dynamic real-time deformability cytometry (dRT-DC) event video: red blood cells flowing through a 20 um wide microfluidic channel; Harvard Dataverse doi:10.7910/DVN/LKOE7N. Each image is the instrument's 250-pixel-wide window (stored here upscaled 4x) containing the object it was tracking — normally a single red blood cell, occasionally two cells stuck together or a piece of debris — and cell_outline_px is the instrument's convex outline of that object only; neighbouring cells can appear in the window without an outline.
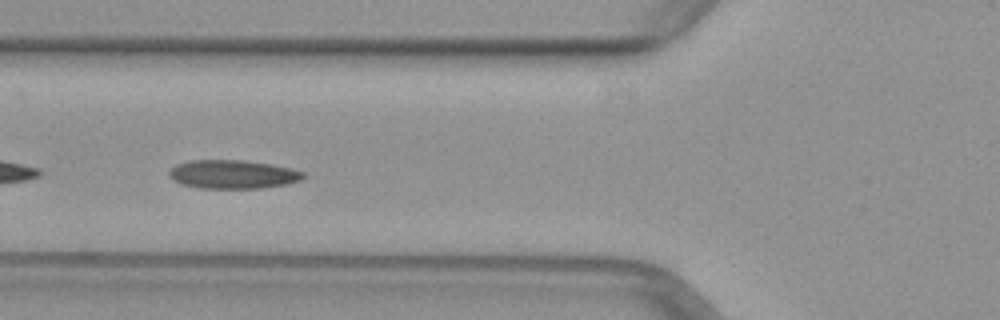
{"species": "common noctule bat (a hibernating species)", "species_latin": "Nyctalus noctula", "temperature_condition": "warm", "stored_images_in_passage": 37, "camera_frame_rate_fps": 3000, "um_per_image_px": 0.085, "animal": {"sex": "female", "body_mass_g": 29.2, "forearm_length_mm": 56.3}, "frame": {"image": 1, "passage_image": 16, "time_ms": 5.0, "image_size_px": [1000, 320], "cell_outline_px": [[304, 176], [300, 180], [288, 184], [260, 188], [200, 188], [180, 184], [172, 180], [168, 176], [168, 172], [176, 164], [188, 160], [244, 160], [272, 164], [292, 168], [304, 172]], "centroid_in_image_um": [19.76, 14.81], "position_along_channel_um": 106.0, "area_um2": 22.6}}
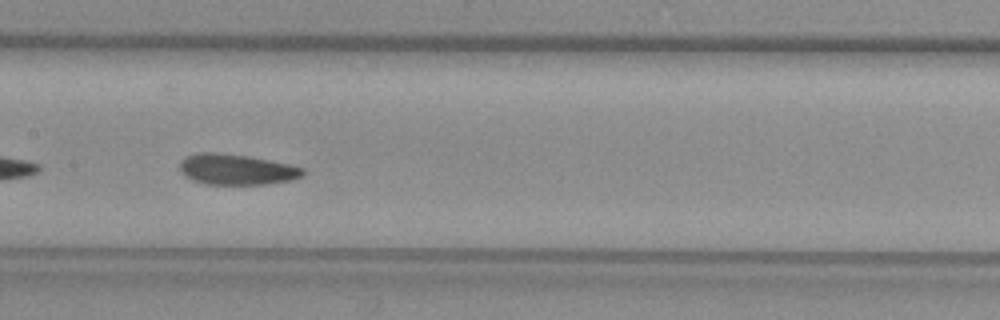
{"frame": {"image": 2, "passage_image": 22, "time_ms": 7.0, "image_size_px": [1000, 320], "cell_outline_px": [[304, 176], [292, 180], [264, 184], [204, 184], [192, 180], [184, 176], [180, 172], [180, 160], [184, 156], [196, 152], [216, 152], [248, 156], [288, 164], [304, 168]], "centroid_in_image_um": [20.05, 14.4], "position_along_channel_um": 187.3, "area_um2": 22.2}}